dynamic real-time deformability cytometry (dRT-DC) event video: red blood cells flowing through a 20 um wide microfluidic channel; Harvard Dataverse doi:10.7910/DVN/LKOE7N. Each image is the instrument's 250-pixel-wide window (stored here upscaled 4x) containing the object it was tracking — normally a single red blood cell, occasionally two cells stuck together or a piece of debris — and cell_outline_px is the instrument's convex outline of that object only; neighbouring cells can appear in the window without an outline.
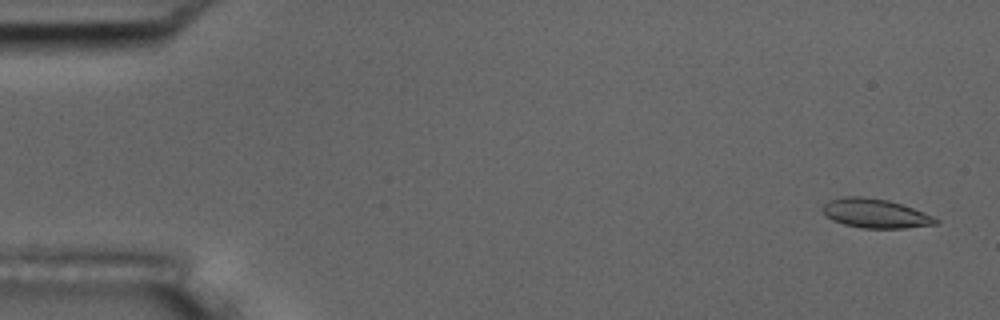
{"species": "common noctule bat (a hibernating species)", "species_latin": "Nyctalus noctula", "temperature_condition": "room temperature", "stored_images_in_passage": 5, "camera_frame_rate_fps": 3000, "um_per_image_px": 0.085, "animal": {"sex": "male", "body_mass_g": 17.5, "forearm_length_mm": 52.3}, "frame": {"image": 1, "passage_image": 1, "time_ms": 0.0, "image_size_px": [1000, 320], "cell_outline_px": [[940, 220], [936, 224], [904, 228], [860, 228], [844, 224], [832, 220], [824, 212], [824, 204], [828, 200], [844, 196], [860, 196], [888, 200], [912, 208], [932, 216]], "centroid_in_image_um": [74.39, 18.14], "position_along_channel_um": 10.6, "area_um2": 18.96}}
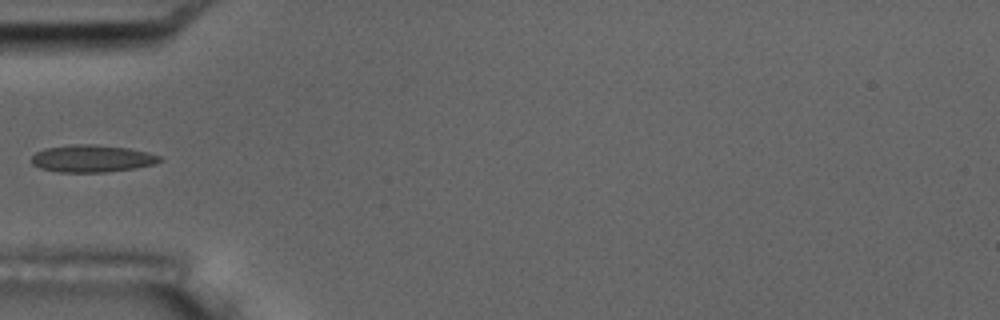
{"frame": {"image": 2, "passage_image": 5, "time_ms": 5.333, "image_size_px": [1000, 320], "cell_outline_px": [[164, 160], [156, 164], [136, 168], [104, 172], [56, 172], [40, 168], [32, 164], [32, 156], [36, 152], [44, 148], [72, 144], [92, 144], [128, 148], [148, 152], [160, 156]], "centroid_in_image_um": [7.83, 13.48], "position_along_channel_um": 77.2, "area_um2": 20.52}}